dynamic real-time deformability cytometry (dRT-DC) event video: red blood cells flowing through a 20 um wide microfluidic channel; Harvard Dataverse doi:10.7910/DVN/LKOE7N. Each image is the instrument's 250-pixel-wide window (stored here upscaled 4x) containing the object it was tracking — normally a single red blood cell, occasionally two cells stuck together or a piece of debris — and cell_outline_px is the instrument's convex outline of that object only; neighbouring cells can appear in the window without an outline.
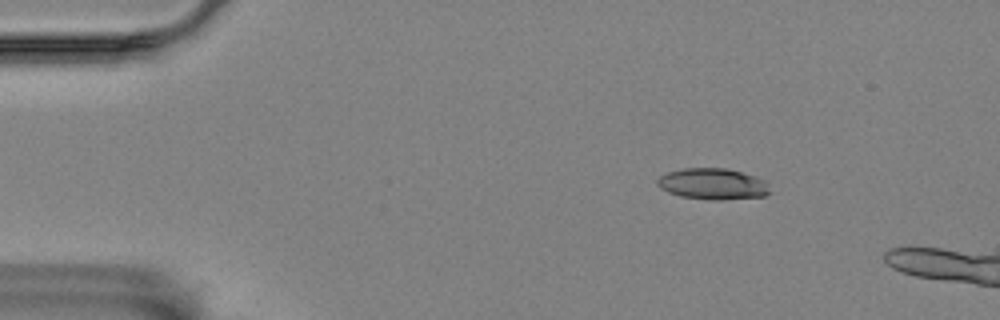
{"species": "Egyptian fruit bat (a non-hibernating species)", "species_latin": "Rousettus aegyptiacus", "temperature_condition": "room temperature", "stored_images_in_passage": 3, "camera_frame_rate_fps": 3000, "um_per_image_px": 0.085, "animal": {"sex": "female"}, "frame": {"image": 1, "passage_image": 1, "time_ms": 0.0, "image_size_px": [1000, 320], "cell_outline_px": [[768, 192], [764, 196], [720, 200], [712, 200], [680, 196], [668, 192], [660, 188], [656, 184], [656, 180], [660, 176], [668, 172], [684, 168], [724, 168], [740, 172], [752, 176], [760, 180], [764, 184]], "centroid_in_image_um": [60.47, 15.64], "position_along_channel_um": 24.5, "area_um2": 19.94}}